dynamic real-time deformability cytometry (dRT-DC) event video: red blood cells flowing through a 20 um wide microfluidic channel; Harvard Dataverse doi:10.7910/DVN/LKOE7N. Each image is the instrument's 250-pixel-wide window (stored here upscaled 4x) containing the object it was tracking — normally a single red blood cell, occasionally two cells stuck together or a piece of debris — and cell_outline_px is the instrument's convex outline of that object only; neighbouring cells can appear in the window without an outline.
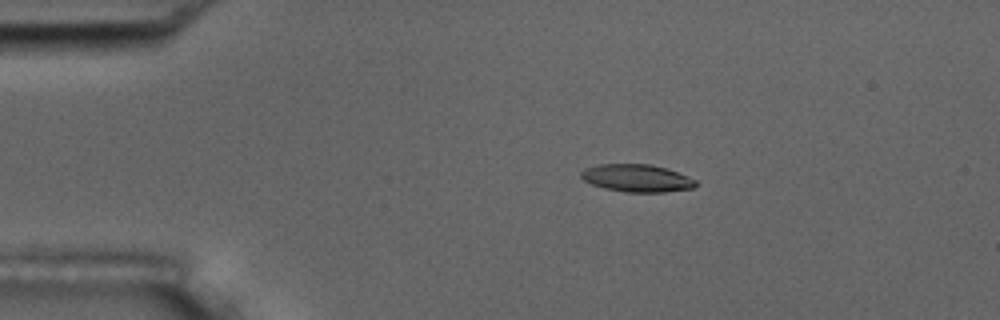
{"species": "common noctule bat (a hibernating species)", "species_latin": "Nyctalus noctula", "temperature_condition": "room temperature", "stored_images_in_passage": 5, "camera_frame_rate_fps": 3000, "um_per_image_px": 0.085, "animal": {"sex": "male", "body_mass_g": 17.5, "forearm_length_mm": 52.3}, "frame": {"image": 1, "passage_image": 4, "time_ms": 3.333, "image_size_px": [1000, 320], "cell_outline_px": [[696, 184], [692, 188], [664, 192], [624, 192], [604, 188], [592, 184], [584, 180], [580, 176], [580, 172], [584, 168], [600, 164], [648, 164], [664, 168], [676, 172], [696, 180]], "centroid_in_image_um": [54.08, 15.14], "position_along_channel_um": 30.9, "area_um2": 18.21}}